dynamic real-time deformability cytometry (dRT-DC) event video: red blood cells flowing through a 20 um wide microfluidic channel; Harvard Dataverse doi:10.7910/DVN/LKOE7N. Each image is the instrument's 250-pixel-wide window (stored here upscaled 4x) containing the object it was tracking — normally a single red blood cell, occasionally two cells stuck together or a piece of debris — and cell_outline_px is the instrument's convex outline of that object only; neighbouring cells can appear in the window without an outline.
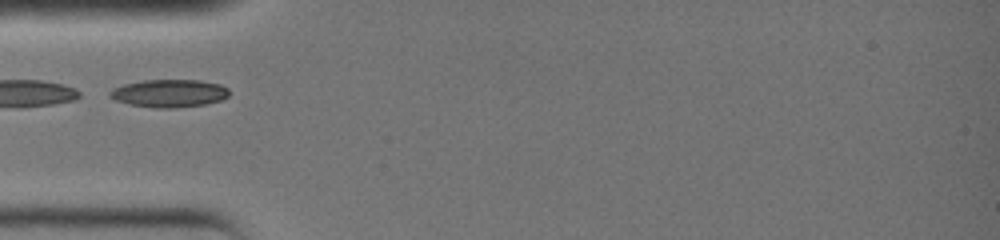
{"species": "common noctule bat (a hibernating species)", "species_latin": "Nyctalus noctula", "temperature_condition": "warm", "stored_images_in_passage": 21, "camera_frame_rate_fps": 3000, "um_per_image_px": 0.085, "animal": {"sex": "female", "body_mass_g": 19.0, "forearm_length_mm": 51.5}, "frame": {"image": 1, "passage_image": 1, "time_ms": 0.0, "image_size_px": [1000, 240], "cell_outline_px": [[228, 96], [220, 100], [204, 104], [168, 108], [160, 108], [132, 104], [116, 100], [108, 96], [108, 92], [112, 88], [124, 84], [144, 80], [200, 80], [220, 84], [228, 88]], "centroid_in_image_um": [14.37, 7.91], "position_along_channel_um": 70.6, "area_um2": 19.07}}
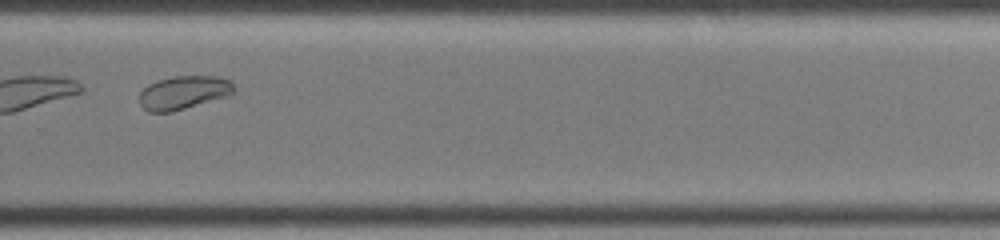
{"frame": {"image": 2, "passage_image": 15, "time_ms": 4.667, "image_size_px": [1000, 240], "cell_outline_px": [[236, 88], [228, 96], [172, 112], [148, 112], [140, 104], [140, 92], [148, 84], [156, 80], [176, 76], [220, 76], [232, 80]], "centroid_in_image_um": [15.63, 7.86], "position_along_channel_um": 314.2, "area_um2": 18.61}}